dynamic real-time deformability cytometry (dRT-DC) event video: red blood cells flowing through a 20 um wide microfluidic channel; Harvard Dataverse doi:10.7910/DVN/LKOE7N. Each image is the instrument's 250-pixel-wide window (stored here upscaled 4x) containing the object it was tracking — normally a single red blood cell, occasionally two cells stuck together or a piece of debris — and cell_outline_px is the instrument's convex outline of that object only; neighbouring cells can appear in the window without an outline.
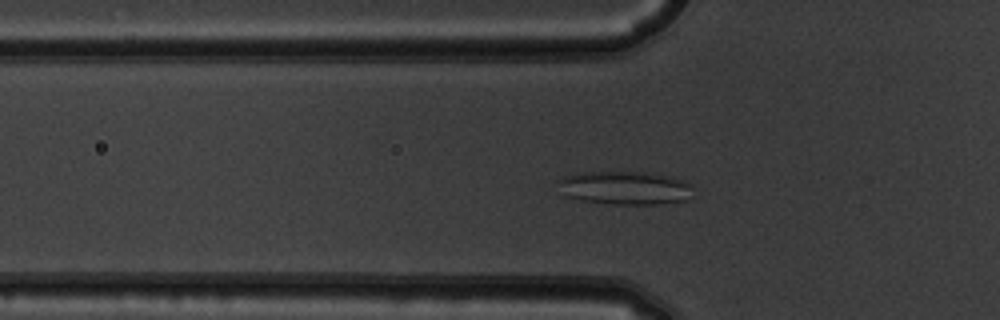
{"species": "common noctule bat (a hibernating species)", "species_latin": "Nyctalus noctula", "temperature_condition": "warm", "stored_images_in_passage": 49, "camera_frame_rate_fps": 3000, "um_per_image_px": 0.085, "animal": {"sex": "male", "body_mass_g": 19.5, "forearm_length_mm": 54.6}, "frame": {"image": 1, "passage_image": 14, "time_ms": 4.333, "image_size_px": [1000, 320], "cell_outline_px": [[692, 184], [688, 200], [660, 204], [612, 204], [580, 200], [560, 196], [556, 180], [564, 176], [584, 172], [644, 172], [668, 176]], "centroid_in_image_um": [53.02, 15.98], "position_along_channel_um": 72.8, "area_um2": 26.53}}
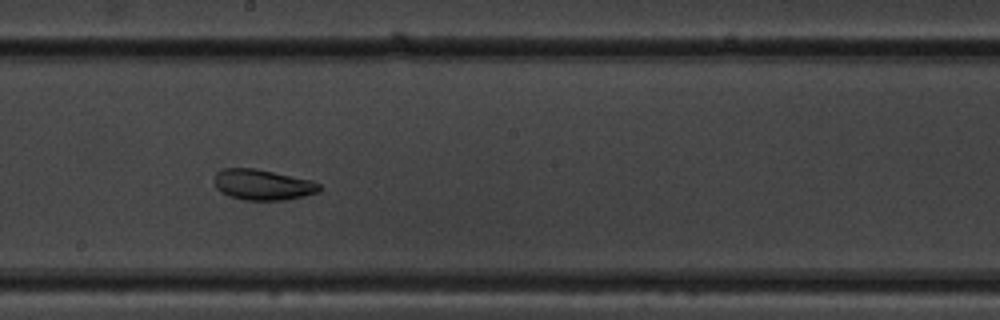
{"frame": {"image": 2, "passage_image": 26, "time_ms": 8.333, "image_size_px": [1000, 320], "cell_outline_px": [[324, 188], [320, 192], [304, 196], [284, 200], [244, 200], [220, 192], [216, 188], [216, 172], [224, 168], [256, 168], [312, 180], [320, 184]], "centroid_in_image_um": [22.39, 15.7], "position_along_channel_um": 225.8, "area_um2": 18.84}}
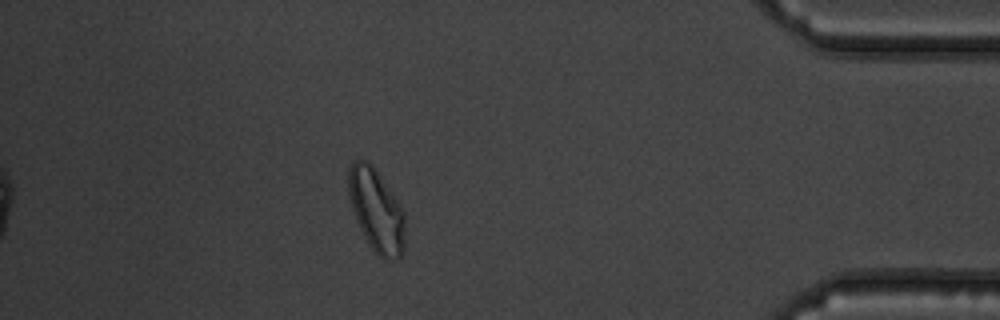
{"frame": {"image": 3, "passage_image": 43, "time_ms": 14.0, "image_size_px": [1000, 320], "cell_outline_px": [[404, 252], [400, 260], [384, 260], [368, 244], [356, 220], [348, 196], [348, 168], [356, 160], [364, 160], [372, 164], [404, 212]], "centroid_in_image_um": [31.98, 17.93], "position_along_channel_um": 403.2, "area_um2": 27.17}, "authors_computed_cell_mechanics": {"area_um2": 23.1778, "velocity_mm_per_s": 3.8319, "shape_relaxation_time_tau1_ms": 3.6511, "shape_relaxation_time_tau2_ms": 7.1201, "deformation_change_tau1": 0.0874, "deformation_change_tau2": 0.1229}}